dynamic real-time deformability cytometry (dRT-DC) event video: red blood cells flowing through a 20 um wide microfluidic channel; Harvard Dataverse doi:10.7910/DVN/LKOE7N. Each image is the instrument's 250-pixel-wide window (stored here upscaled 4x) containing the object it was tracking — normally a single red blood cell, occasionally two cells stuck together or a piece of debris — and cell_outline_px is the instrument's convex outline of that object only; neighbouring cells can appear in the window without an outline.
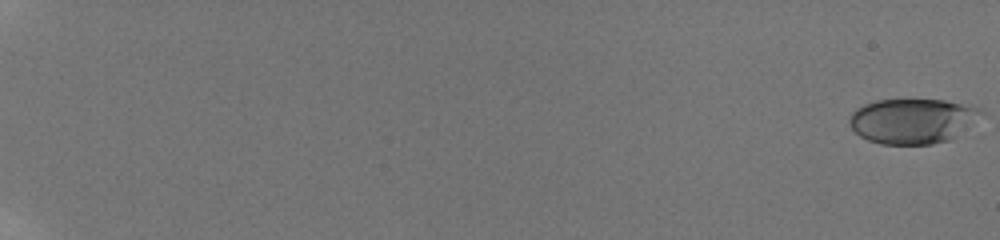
{"species": "human", "species_latin": "Homo sapiens", "temperature_condition": "room temperature", "stored_images_in_passage": 40, "camera_frame_rate_fps": 3000, "um_per_image_px": 0.085, "donor": {"sex": "male"}, "frame": {"image": 1, "passage_image": 1, "time_ms": 0.0, "image_size_px": [1000, 240], "cell_outline_px": [[984, 112], [972, 124], [948, 140], [932, 144], [880, 144], [868, 140], [860, 136], [848, 124], [848, 120], [852, 112], [856, 108], [864, 104], [876, 100], [944, 100], [972, 104], [980, 108]], "centroid_in_image_um": [77.55, 10.27], "position_along_channel_um": 7.4, "area_um2": 34.62}}
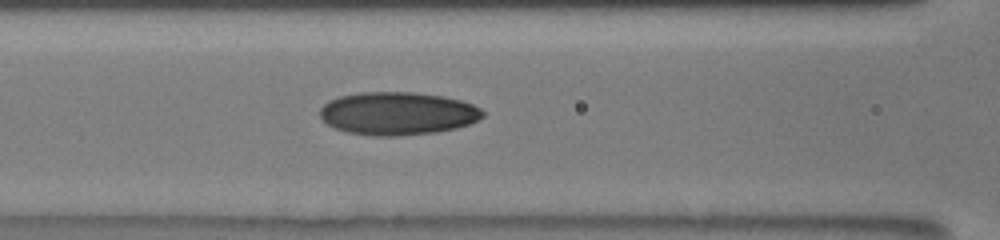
{"frame": {"image": 2, "passage_image": 23, "time_ms": 10.0, "image_size_px": [1000, 240], "cell_outline_px": [[484, 116], [468, 124], [456, 128], [436, 132], [396, 136], [372, 136], [348, 132], [336, 128], [328, 124], [320, 116], [320, 108], [328, 100], [340, 96], [360, 92], [412, 92], [444, 96], [460, 100], [472, 104], [480, 108], [484, 112]], "centroid_in_image_um": [33.79, 9.64], "position_along_channel_um": 132.8, "area_um2": 40.75}}
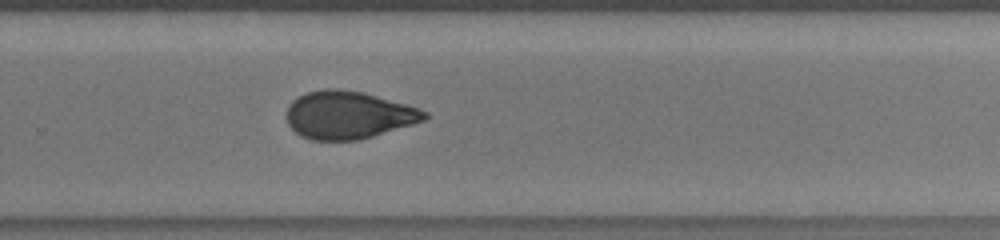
{"frame": {"image": 3, "passage_image": 39, "time_ms": 14.333, "image_size_px": [1000, 240], "cell_outline_px": [[428, 116], [424, 120], [412, 124], [372, 136], [356, 140], [312, 140], [300, 136], [288, 124], [288, 104], [292, 100], [308, 92], [324, 88], [340, 88], [364, 92], [420, 108], [428, 112]], "centroid_in_image_um": [29.61, 9.76], "position_along_channel_um": 300.2, "area_um2": 38.21}}